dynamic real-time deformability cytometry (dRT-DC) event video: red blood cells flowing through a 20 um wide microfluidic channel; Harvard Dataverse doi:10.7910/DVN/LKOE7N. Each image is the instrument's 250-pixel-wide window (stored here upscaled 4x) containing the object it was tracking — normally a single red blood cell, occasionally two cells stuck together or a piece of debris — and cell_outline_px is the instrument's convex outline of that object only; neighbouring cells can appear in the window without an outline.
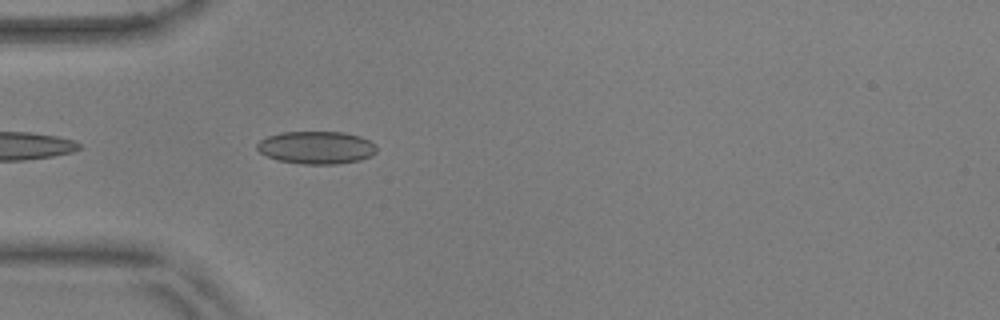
{"species": "common noctule bat (a hibernating species)", "species_latin": "Nyctalus noctula", "temperature_condition": "warm", "stored_images_in_passage": 18, "camera_frame_rate_fps": 3000, "um_per_image_px": 0.085, "animal": {"sex": "male", "body_mass_g": 17.9, "forearm_length_mm": 54.2}, "frame": {"image": 1, "passage_image": 3, "time_ms": 0.667, "image_size_px": [1000, 320], "cell_outline_px": [[376, 152], [360, 160], [336, 164], [300, 164], [276, 160], [260, 152], [256, 148], [256, 144], [260, 140], [268, 136], [280, 132], [344, 132], [360, 136], [376, 144]], "centroid_in_image_um": [26.87, 12.54], "position_along_channel_um": 58.1, "area_um2": 22.83}}